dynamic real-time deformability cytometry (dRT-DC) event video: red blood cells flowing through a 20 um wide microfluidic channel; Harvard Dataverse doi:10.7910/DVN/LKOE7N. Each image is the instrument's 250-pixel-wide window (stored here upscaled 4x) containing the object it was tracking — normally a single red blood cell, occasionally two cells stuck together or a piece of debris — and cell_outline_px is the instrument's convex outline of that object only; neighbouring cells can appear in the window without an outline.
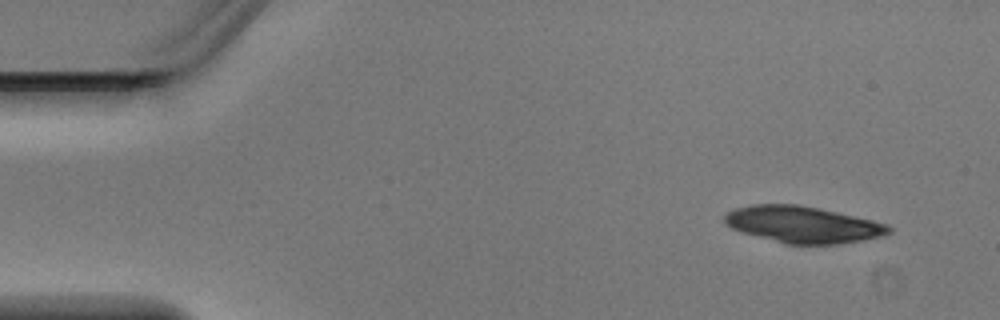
{"species": "Egyptian fruit bat (a non-hibernating species)", "species_latin": "Rousettus aegyptiacus", "temperature_condition": "warm", "stored_images_in_passage": 3, "camera_frame_rate_fps": 3000, "um_per_image_px": 0.085, "animal": {"sex": "male"}, "frame": {"image": 1, "passage_image": 1, "time_ms": 0.0, "image_size_px": [1000, 320], "cell_outline_px": [[892, 232], [884, 236], [864, 240], [840, 244], [784, 244], [740, 232], [724, 224], [724, 216], [728, 212], [736, 208], [752, 204], [796, 204], [820, 208], [872, 220], [888, 224], [892, 228]], "centroid_in_image_um": [68.25, 19.09], "position_along_channel_um": 16.7, "area_um2": 35.32}}